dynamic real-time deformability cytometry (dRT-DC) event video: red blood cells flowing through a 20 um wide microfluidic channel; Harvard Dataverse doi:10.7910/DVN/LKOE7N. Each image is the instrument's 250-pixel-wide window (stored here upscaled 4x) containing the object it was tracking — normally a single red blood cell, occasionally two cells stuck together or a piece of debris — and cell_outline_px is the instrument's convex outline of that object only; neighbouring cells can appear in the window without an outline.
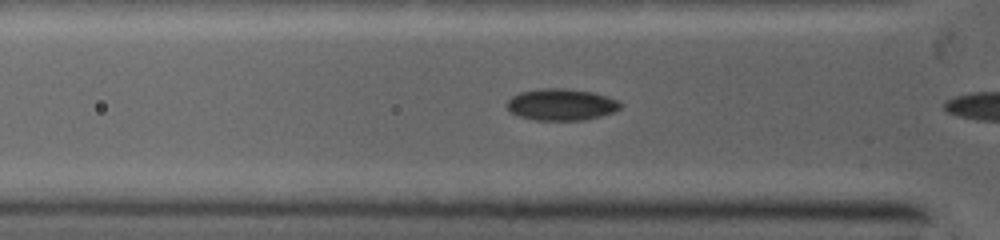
{"species": "common noctule bat (a hibernating species)", "species_latin": "Nyctalus noctula", "temperature_condition": "warm", "stored_images_in_passage": 7, "camera_frame_rate_fps": 5000, "um_per_image_px": 0.085, "animal": {"sex": "female", "body_mass_g": 19.0, "forearm_length_mm": 53.3}, "frame": {"image": 1, "passage_image": 6, "time_ms": 1.4, "image_size_px": [1000, 240], "cell_outline_px": [[620, 108], [612, 112], [600, 116], [580, 120], [536, 120], [520, 116], [512, 112], [508, 108], [508, 100], [512, 96], [520, 92], [544, 88], [560, 88], [592, 92], [616, 100], [620, 104]], "centroid_in_image_um": [47.68, 8.89], "position_along_channel_um": 78.1, "area_um2": 20.4}}